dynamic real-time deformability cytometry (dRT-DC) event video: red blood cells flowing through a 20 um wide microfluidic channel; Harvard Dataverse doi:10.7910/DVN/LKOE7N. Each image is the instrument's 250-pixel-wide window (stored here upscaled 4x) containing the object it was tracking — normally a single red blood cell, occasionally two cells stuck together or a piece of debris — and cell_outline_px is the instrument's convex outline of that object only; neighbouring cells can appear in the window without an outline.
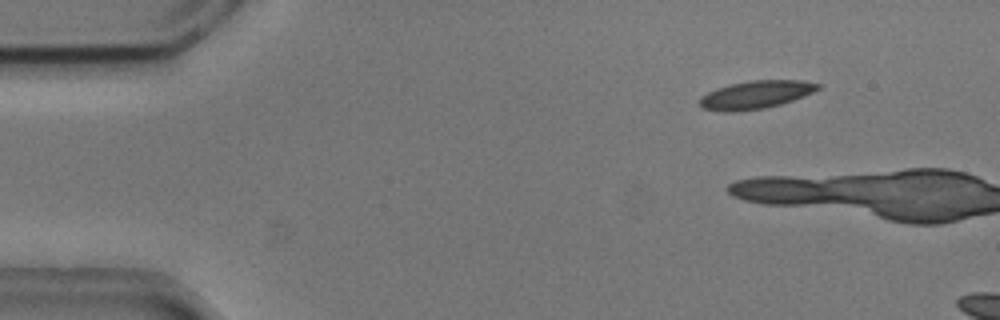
{"species": "common noctule bat (a hibernating species)", "species_latin": "Nyctalus noctula", "temperature_condition": "cold", "stored_images_in_passage": 9, "camera_frame_rate_fps": 3000, "um_per_image_px": 0.085, "animal": {"sex": "male", "body_mass_g": 20.5, "forearm_length_mm": 52.5}, "frame": {"image": 1, "passage_image": 7, "time_ms": 2.0, "image_size_px": [1000, 320], "cell_outline_px": [[820, 88], [812, 92], [792, 100], [780, 104], [764, 108], [732, 112], [724, 112], [704, 108], [700, 104], [700, 96], [716, 88], [732, 84], [752, 80], [800, 80], [820, 84]], "centroid_in_image_um": [64.22, 8.05], "position_along_channel_um": 20.8, "area_um2": 19.02}}